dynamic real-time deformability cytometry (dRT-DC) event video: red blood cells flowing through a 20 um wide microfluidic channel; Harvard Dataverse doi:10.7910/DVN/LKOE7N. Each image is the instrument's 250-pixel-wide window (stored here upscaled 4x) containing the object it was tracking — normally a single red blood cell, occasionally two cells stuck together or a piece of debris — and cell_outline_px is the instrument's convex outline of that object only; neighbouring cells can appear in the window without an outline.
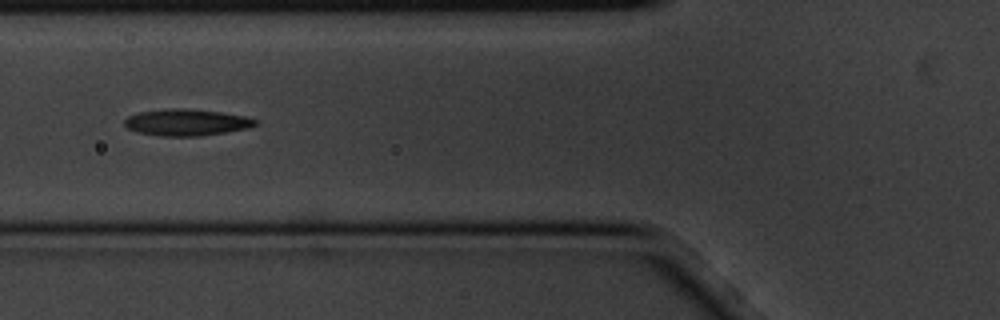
{"species": "common noctule bat (a hibernating species)", "species_latin": "Nyctalus noctula", "temperature_condition": "cold", "stored_images_in_passage": 5, "camera_frame_rate_fps": 3000, "um_per_image_px": 0.085, "animal": {"sex": "male", "body_mass_g": 20.1, "forearm_length_mm": 53.5}, "frame": {"image": 1, "passage_image": 5, "time_ms": 1.333, "image_size_px": [1000, 320], "cell_outline_px": [[260, 120], [256, 124], [248, 128], [200, 136], [160, 136], [136, 132], [128, 128], [124, 124], [124, 120], [128, 116], [140, 112], [168, 108], [184, 108], [220, 112], [244, 116]], "centroid_in_image_um": [15.84, 10.4], "position_along_channel_um": 110.0, "area_um2": 20.23}}